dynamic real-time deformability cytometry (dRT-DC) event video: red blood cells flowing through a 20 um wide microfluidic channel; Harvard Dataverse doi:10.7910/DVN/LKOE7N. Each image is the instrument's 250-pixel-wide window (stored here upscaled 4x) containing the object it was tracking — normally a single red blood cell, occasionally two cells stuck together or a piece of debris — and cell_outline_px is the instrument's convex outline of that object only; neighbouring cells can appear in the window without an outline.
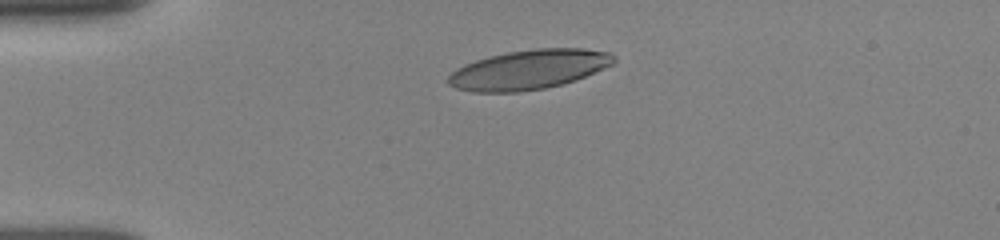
{"species": "human", "species_latin": "Homo sapiens", "temperature_condition": "room temperature", "stored_images_in_passage": 5, "camera_frame_rate_fps": 3000, "um_per_image_px": 0.085, "donor": {"sex": "female"}, "frame": {"image": 1, "passage_image": 1, "time_ms": 0.0, "image_size_px": [1000, 240], "cell_outline_px": [[616, 60], [612, 64], [576, 80], [544, 88], [520, 92], [472, 92], [456, 88], [448, 84], [448, 76], [456, 68], [464, 64], [488, 56], [508, 52], [536, 48], [584, 48], [612, 52], [616, 56]], "centroid_in_image_um": [44.95, 5.9], "position_along_channel_um": 40.0, "area_um2": 38.21}}
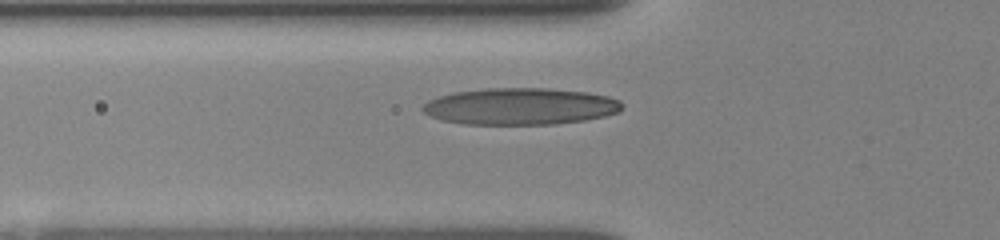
{"frame": {"image": 2, "passage_image": 4, "time_ms": 2.0, "image_size_px": [1000, 240], "cell_outline_px": [[624, 104], [620, 112], [604, 116], [584, 120], [556, 124], [464, 124], [444, 120], [432, 116], [424, 112], [420, 108], [428, 100], [452, 92], [484, 88], [548, 88], [588, 92], [608, 96], [620, 100]], "centroid_in_image_um": [44.25, 9.03], "position_along_channel_um": 81.5, "area_um2": 42.89}}